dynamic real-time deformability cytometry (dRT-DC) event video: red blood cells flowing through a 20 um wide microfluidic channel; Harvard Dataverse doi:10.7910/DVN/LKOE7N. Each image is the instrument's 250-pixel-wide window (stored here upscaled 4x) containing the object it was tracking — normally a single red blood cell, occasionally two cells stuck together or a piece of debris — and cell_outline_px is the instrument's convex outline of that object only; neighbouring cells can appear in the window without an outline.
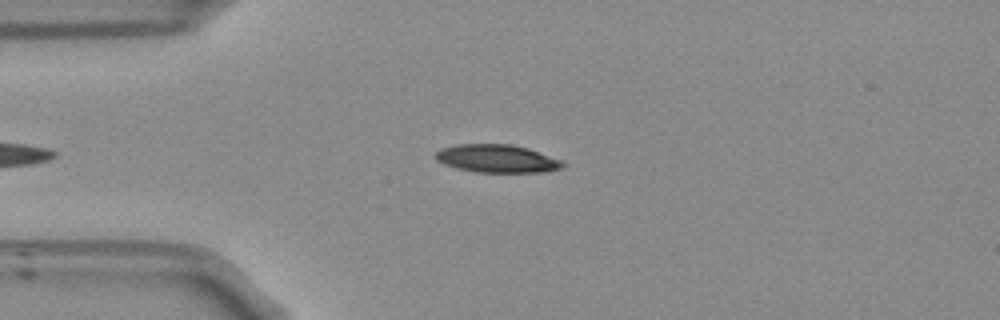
{"species": "Egyptian fruit bat (a non-hibernating species)", "species_latin": "Rousettus aegyptiacus", "temperature_condition": "room temperature", "stored_images_in_passage": 41, "camera_frame_rate_fps": 3000, "um_per_image_px": 0.085, "frame": {"image": 1, "passage_image": 4, "time_ms": 1.0, "image_size_px": [1000, 320], "cell_outline_px": [[564, 168], [540, 172], [476, 172], [456, 168], [444, 164], [436, 160], [436, 152], [440, 148], [456, 144], [512, 144], [528, 148], [564, 160]], "centroid_in_image_um": [42.26, 13.47], "position_along_channel_um": 42.7, "area_um2": 20.92}}
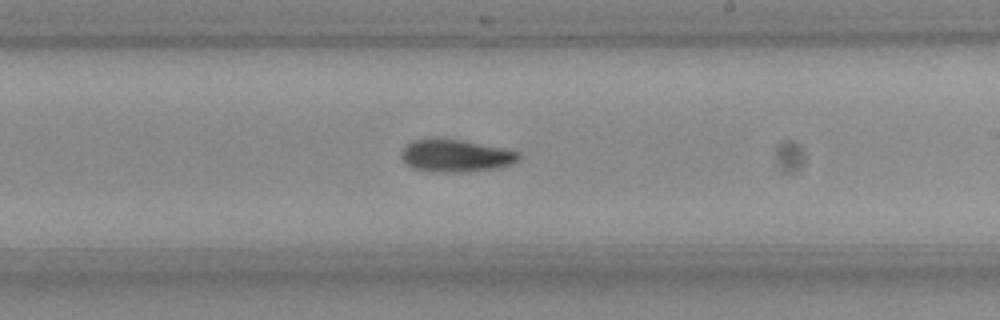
{"frame": {"image": 2, "passage_image": 22, "time_ms": 7.0, "image_size_px": [1000, 320], "cell_outline_px": [[520, 160], [512, 164], [500, 168], [468, 172], [432, 172], [412, 168], [404, 164], [400, 156], [400, 152], [412, 140], [460, 140], [520, 152]], "centroid_in_image_um": [38.73, 13.28], "position_along_channel_um": 250.3, "area_um2": 22.08}}
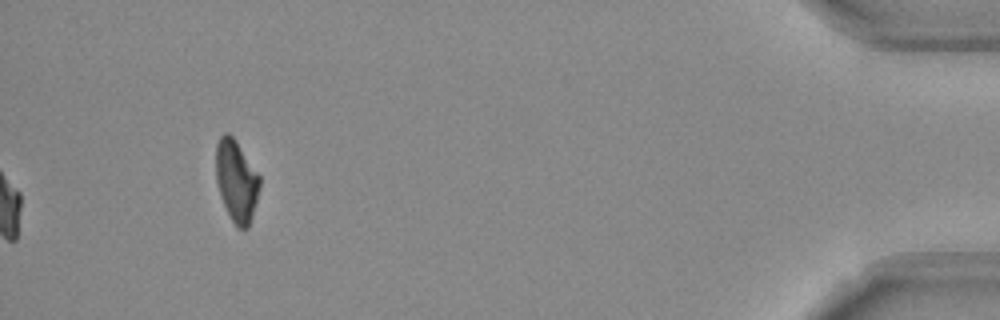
{"frame": {"image": 3, "passage_image": 41, "time_ms": 13.333, "image_size_px": [1000, 320], "cell_outline_px": [[260, 184], [252, 216], [248, 228], [236, 228], [220, 196], [216, 180], [216, 144], [220, 136], [224, 132], [228, 132], [236, 140], [260, 176]], "centroid_in_image_um": [20.08, 15.34], "position_along_channel_um": 415.1, "area_um2": 20.69}, "authors_computed_cell_mechanics": {"area_um2": 21.3282, "velocity_mm_per_s": 3.7527, "shape_relaxation_time_tau1_ms": 3.9793, "shape_relaxation_time_tau2_ms": null, "deformation_change_tau1": 0.1529, "deformation_change_tau2": null}}